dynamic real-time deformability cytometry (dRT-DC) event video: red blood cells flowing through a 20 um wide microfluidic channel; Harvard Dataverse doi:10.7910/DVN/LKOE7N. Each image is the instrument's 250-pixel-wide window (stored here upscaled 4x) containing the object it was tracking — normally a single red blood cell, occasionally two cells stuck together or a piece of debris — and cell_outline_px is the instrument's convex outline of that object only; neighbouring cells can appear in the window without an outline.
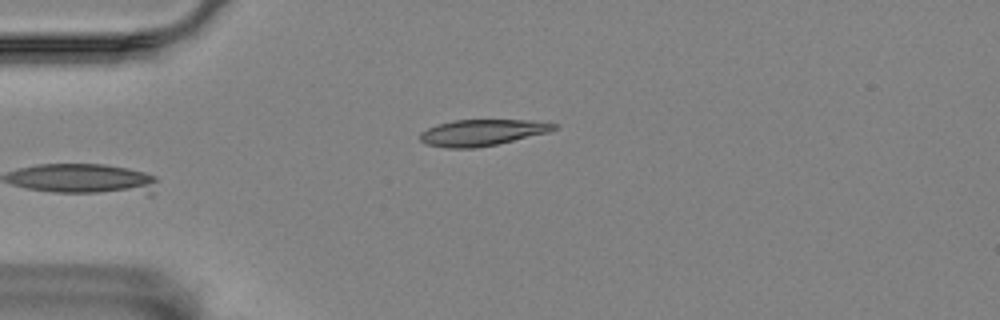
{"species": "Egyptian fruit bat (a non-hibernating species)", "species_latin": "Rousettus aegyptiacus", "temperature_condition": "room temperature", "stored_images_in_passage": 23, "camera_frame_rate_fps": 3000, "um_per_image_px": 0.085, "animal": {"sex": "female"}, "frame": {"image": 1, "passage_image": 1, "time_ms": 0.0, "image_size_px": [1000, 320], "cell_outline_px": [[556, 128], [548, 132], [496, 144], [476, 148], [448, 148], [424, 144], [420, 140], [420, 132], [436, 124], [452, 120], [528, 120], [556, 124]], "centroid_in_image_um": [40.9, 11.27], "position_along_channel_um": 44.1, "area_um2": 20.35}}
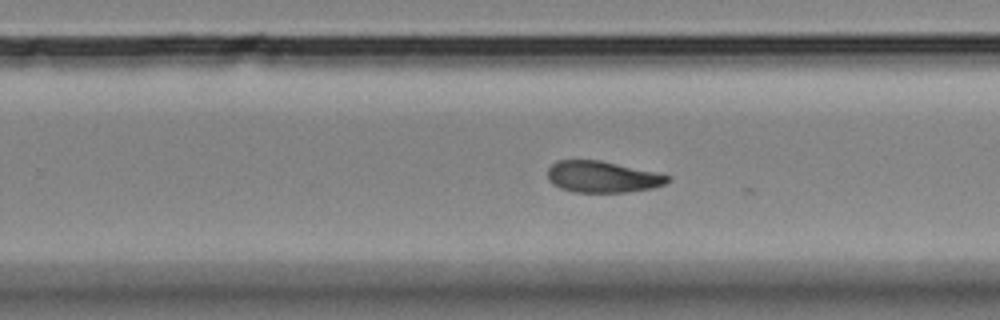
{"frame": {"image": 2, "passage_image": 18, "time_ms": 5.667, "image_size_px": [1000, 320], "cell_outline_px": [[672, 180], [664, 184], [652, 188], [628, 192], [572, 192], [560, 188], [552, 184], [548, 180], [548, 168], [556, 160], [600, 160], [656, 172], [672, 176]], "centroid_in_image_um": [51.21, 15.03], "position_along_channel_um": 278.6, "area_um2": 22.14}}
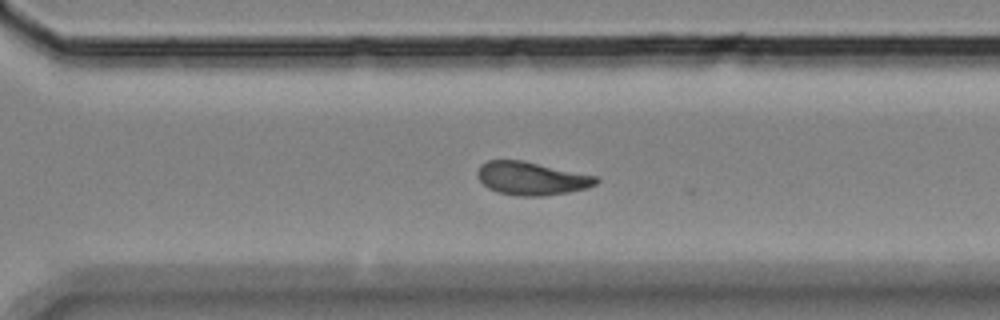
{"frame": {"image": 3, "passage_image": 22, "time_ms": 7.0, "image_size_px": [1000, 320], "cell_outline_px": [[600, 180], [596, 184], [588, 188], [568, 192], [544, 196], [516, 196], [496, 192], [488, 188], [476, 176], [476, 172], [480, 164], [488, 160], [524, 160], [596, 176]], "centroid_in_image_um": [45.16, 15.16], "position_along_channel_um": 325.4, "area_um2": 23.18}}